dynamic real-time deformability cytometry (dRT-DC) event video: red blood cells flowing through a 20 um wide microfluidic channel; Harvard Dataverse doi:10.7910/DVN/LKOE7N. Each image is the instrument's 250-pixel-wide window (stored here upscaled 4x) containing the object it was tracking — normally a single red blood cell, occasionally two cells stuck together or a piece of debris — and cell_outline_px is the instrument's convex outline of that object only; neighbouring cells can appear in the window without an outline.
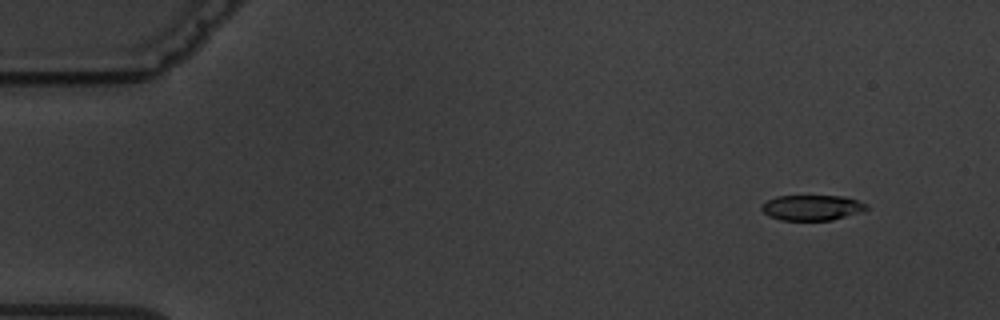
{"species": "common noctule bat (a hibernating species)", "species_latin": "Nyctalus noctula", "temperature_condition": "warm", "stored_images_in_passage": 14, "camera_frame_rate_fps": 3000, "um_per_image_px": 0.085, "animal": {"sex": "male", "body_mass_g": 19.5, "forearm_length_mm": 54.6}, "frame": {"image": 1, "passage_image": 1, "time_ms": 0.0, "image_size_px": [1000, 320], "cell_outline_px": [[868, 208], [860, 212], [832, 220], [780, 220], [768, 216], [760, 208], [760, 204], [776, 196], [844, 196], [868, 204]], "centroid_in_image_um": [68.99, 17.65], "position_along_channel_um": 16.0, "area_um2": 15.55}}
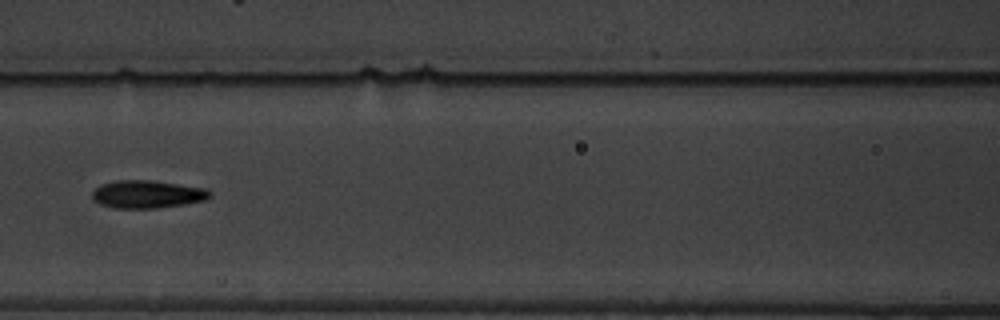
{"frame": {"image": 2, "passage_image": 6, "time_ms": 7.0, "image_size_px": [1000, 320], "cell_outline_px": [[212, 196], [208, 200], [184, 204], [156, 208], [112, 208], [100, 204], [92, 200], [92, 192], [100, 184], [116, 180], [152, 180], [204, 188], [212, 192]], "centroid_in_image_um": [12.51, 16.51], "position_along_channel_um": 154.1, "area_um2": 19.25}}
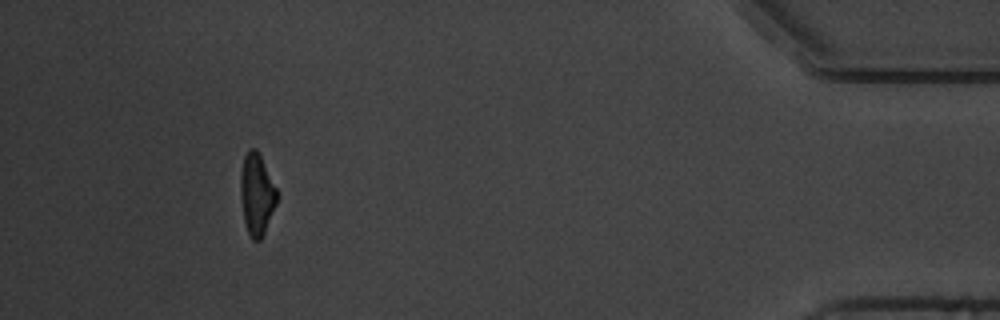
{"frame": {"image": 3, "passage_image": 13, "time_ms": 16.0, "image_size_px": [1000, 320], "cell_outline_px": [[276, 204], [264, 232], [260, 240], [252, 240], [248, 232], [244, 220], [240, 196], [240, 172], [244, 156], [248, 148], [256, 148], [276, 188]], "centroid_in_image_um": [21.79, 16.49], "position_along_channel_um": 413.4, "area_um2": 16.99}, "authors_computed_cell_mechanics": {"area_um2": 18.0336, "velocity_mm_per_s": 3.55, "shape_relaxation_time_tau1_ms": 3.03, "shape_relaxation_time_tau2_ms": 1.3398, "deformation_change_tau1": 0.1368, "deformation_change_tau2": 0.0727}}